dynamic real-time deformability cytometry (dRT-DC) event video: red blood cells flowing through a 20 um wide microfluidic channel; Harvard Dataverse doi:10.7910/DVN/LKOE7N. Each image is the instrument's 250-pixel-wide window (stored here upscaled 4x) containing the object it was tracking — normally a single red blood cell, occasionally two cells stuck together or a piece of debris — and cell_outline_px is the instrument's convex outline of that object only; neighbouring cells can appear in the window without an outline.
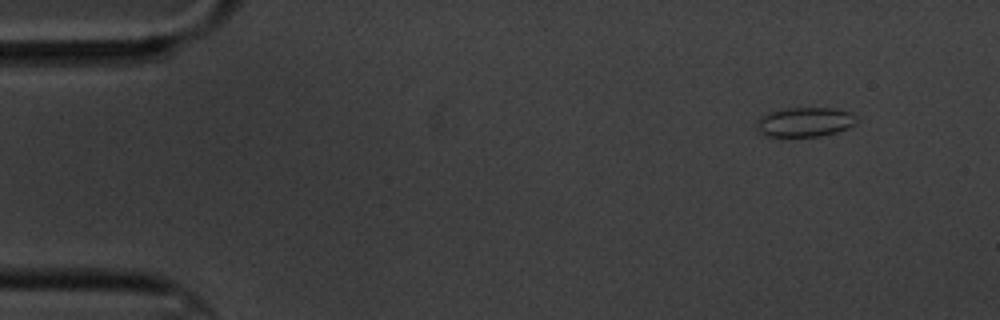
{"species": "common noctule bat (a hibernating species)", "species_latin": "Nyctalus noctula", "temperature_condition": "cold", "stored_images_in_passage": 4, "camera_frame_rate_fps": 3000, "um_per_image_px": 0.085, "animal": {"sex": "male", "body_mass_g": 20.1, "forearm_length_mm": 53.5}, "frame": {"image": 1, "passage_image": 1, "time_ms": 0.0, "image_size_px": [1000, 320], "cell_outline_px": [[860, 120], [856, 124], [848, 128], [836, 132], [820, 136], [764, 136], [756, 132], [756, 124], [760, 116], [768, 112], [780, 108], [832, 108], [848, 112], [856, 116]], "centroid_in_image_um": [68.38, 10.37], "position_along_channel_um": 16.6, "area_um2": 17.46}}
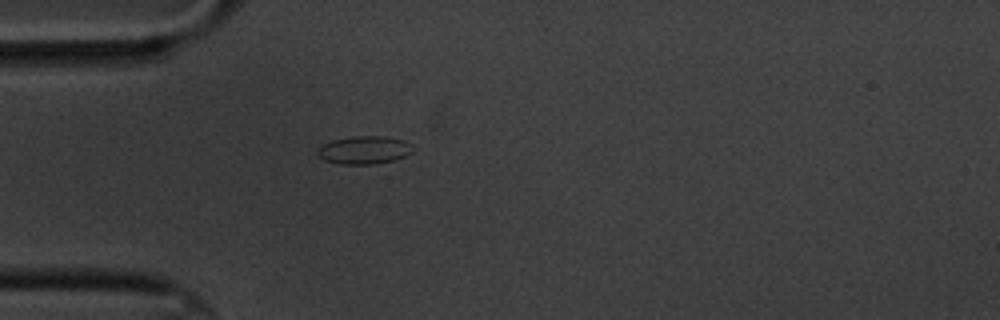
{"frame": {"image": 2, "passage_image": 4, "time_ms": 3.667, "image_size_px": [1000, 320], "cell_outline_px": [[412, 152], [404, 156], [392, 160], [372, 164], [340, 164], [324, 160], [316, 152], [316, 148], [320, 144], [332, 140], [352, 136], [384, 136], [404, 140], [412, 144]], "centroid_in_image_um": [30.91, 12.74], "position_along_channel_um": 54.1, "area_um2": 15.61}}